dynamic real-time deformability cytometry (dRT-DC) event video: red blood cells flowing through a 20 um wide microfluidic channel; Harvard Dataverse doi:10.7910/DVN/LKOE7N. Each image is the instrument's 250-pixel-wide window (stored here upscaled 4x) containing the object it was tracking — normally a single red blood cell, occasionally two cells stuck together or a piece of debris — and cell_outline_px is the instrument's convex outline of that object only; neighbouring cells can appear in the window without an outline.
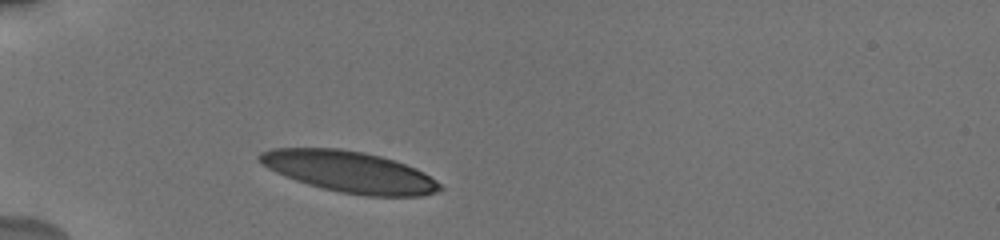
{"species": "human", "species_latin": "Homo sapiens", "temperature_condition": "cold", "stored_images_in_passage": 24, "camera_frame_rate_fps": 3000, "um_per_image_px": 0.085, "donor": {"sex": "male"}, "frame": {"image": 1, "passage_image": 1, "time_ms": 0.0, "image_size_px": [1000, 240], "cell_outline_px": [[444, 188], [436, 192], [420, 196], [364, 196], [340, 192], [308, 184], [296, 180], [276, 172], [260, 164], [256, 160], [256, 156], [260, 152], [272, 148], [340, 148], [364, 152], [380, 156], [416, 168], [424, 172], [440, 184]], "centroid_in_image_um": [29.67, 14.59], "position_along_channel_um": 55.3, "area_um2": 43.23}}
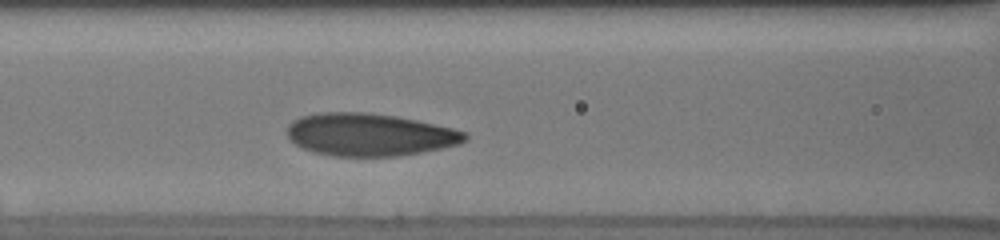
{"frame": {"image": 2, "passage_image": 7, "time_ms": 2.667, "image_size_px": [1000, 240], "cell_outline_px": [[468, 140], [460, 144], [400, 156], [332, 156], [316, 152], [304, 148], [296, 144], [288, 136], [288, 124], [292, 120], [300, 116], [316, 112], [368, 112], [396, 116], [416, 120], [452, 128], [468, 132]], "centroid_in_image_um": [31.42, 11.43], "position_along_channel_um": 135.2, "area_um2": 44.22}}
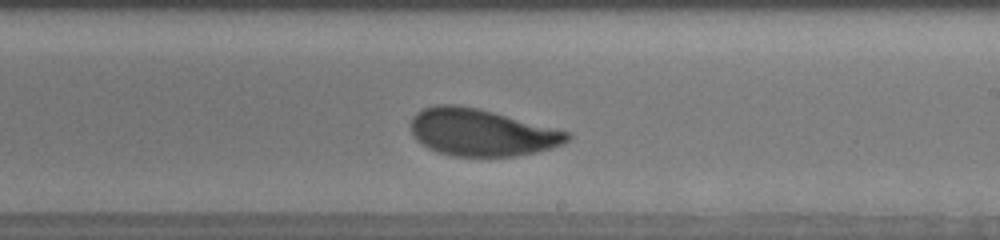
{"frame": {"image": 3, "passage_image": 14, "time_ms": 5.667, "image_size_px": [1000, 240], "cell_outline_px": [[572, 136], [568, 140], [552, 148], [536, 152], [516, 156], [452, 156], [428, 148], [416, 140], [412, 132], [412, 116], [416, 112], [424, 108], [436, 104], [456, 104], [480, 108], [572, 132]], "centroid_in_image_um": [40.94, 11.24], "position_along_channel_um": 248.1, "area_um2": 43.12}, "authors_computed_cell_mechanics": {"area_um2": 43.2344, "velocity_mm_per_s": 3.7844, "shape_relaxation_time_tau1_ms": 2.8048, "shape_relaxation_time_tau2_ms": 0.9792, "deformation_change_tau1": 0.1346, "deformation_change_tau2": 0.0729}}